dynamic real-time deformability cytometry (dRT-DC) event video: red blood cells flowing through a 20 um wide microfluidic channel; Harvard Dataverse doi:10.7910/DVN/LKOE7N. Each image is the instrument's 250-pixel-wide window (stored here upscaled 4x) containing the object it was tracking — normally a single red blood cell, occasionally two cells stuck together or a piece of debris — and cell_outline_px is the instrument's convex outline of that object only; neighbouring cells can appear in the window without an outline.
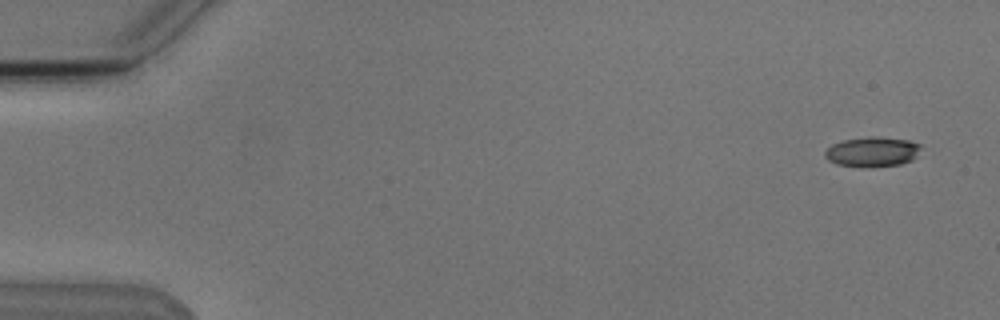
{"species": "Egyptian fruit bat (a non-hibernating species)", "species_latin": "Rousettus aegyptiacus", "temperature_condition": "cold", "stored_images_in_passage": 3, "camera_frame_rate_fps": 3000, "um_per_image_px": 0.085, "animal": {"sex": "male"}, "frame": {"image": 1, "passage_image": 1, "time_ms": 0.0, "image_size_px": [1000, 320], "cell_outline_px": [[920, 148], [916, 156], [912, 160], [900, 164], [836, 164], [828, 160], [824, 156], [824, 152], [832, 144], [844, 140], [868, 136], [876, 136], [908, 140], [920, 144]], "centroid_in_image_um": [74.15, 12.84], "position_along_channel_um": 10.9, "area_um2": 15.9}}